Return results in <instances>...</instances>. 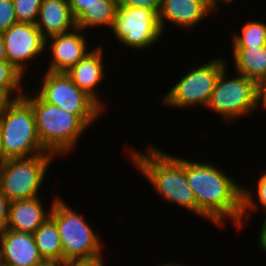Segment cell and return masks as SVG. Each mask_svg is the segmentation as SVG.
<instances>
[{"instance_id":"cell-30","label":"cell","mask_w":266,"mask_h":266,"mask_svg":"<svg viewBox=\"0 0 266 266\" xmlns=\"http://www.w3.org/2000/svg\"><path fill=\"white\" fill-rule=\"evenodd\" d=\"M264 213V221L262 224L261 231L259 232L260 234L258 236V243L262 251L266 252V211H264Z\"/></svg>"},{"instance_id":"cell-7","label":"cell","mask_w":266,"mask_h":266,"mask_svg":"<svg viewBox=\"0 0 266 266\" xmlns=\"http://www.w3.org/2000/svg\"><path fill=\"white\" fill-rule=\"evenodd\" d=\"M227 59L217 57L189 69L162 97L170 108L207 107L220 72L228 66Z\"/></svg>"},{"instance_id":"cell-35","label":"cell","mask_w":266,"mask_h":266,"mask_svg":"<svg viewBox=\"0 0 266 266\" xmlns=\"http://www.w3.org/2000/svg\"><path fill=\"white\" fill-rule=\"evenodd\" d=\"M0 60H7L5 43L1 33H0Z\"/></svg>"},{"instance_id":"cell-23","label":"cell","mask_w":266,"mask_h":266,"mask_svg":"<svg viewBox=\"0 0 266 266\" xmlns=\"http://www.w3.org/2000/svg\"><path fill=\"white\" fill-rule=\"evenodd\" d=\"M24 77L7 60H0V87L5 89L14 99L22 98L25 94L22 83Z\"/></svg>"},{"instance_id":"cell-12","label":"cell","mask_w":266,"mask_h":266,"mask_svg":"<svg viewBox=\"0 0 266 266\" xmlns=\"http://www.w3.org/2000/svg\"><path fill=\"white\" fill-rule=\"evenodd\" d=\"M87 42V37L79 28L45 39V47L48 46L52 55L46 71L66 73L92 50Z\"/></svg>"},{"instance_id":"cell-28","label":"cell","mask_w":266,"mask_h":266,"mask_svg":"<svg viewBox=\"0 0 266 266\" xmlns=\"http://www.w3.org/2000/svg\"><path fill=\"white\" fill-rule=\"evenodd\" d=\"M71 13L76 19L87 7L99 2V0H68Z\"/></svg>"},{"instance_id":"cell-2","label":"cell","mask_w":266,"mask_h":266,"mask_svg":"<svg viewBox=\"0 0 266 266\" xmlns=\"http://www.w3.org/2000/svg\"><path fill=\"white\" fill-rule=\"evenodd\" d=\"M140 150H131L132 165L149 181L163 201L177 204L197 215V204L193 189L185 176L182 158L161 151L149 144Z\"/></svg>"},{"instance_id":"cell-13","label":"cell","mask_w":266,"mask_h":266,"mask_svg":"<svg viewBox=\"0 0 266 266\" xmlns=\"http://www.w3.org/2000/svg\"><path fill=\"white\" fill-rule=\"evenodd\" d=\"M214 12L208 0H162L158 13L159 25L163 33L165 21L188 30L197 26L208 15H214Z\"/></svg>"},{"instance_id":"cell-33","label":"cell","mask_w":266,"mask_h":266,"mask_svg":"<svg viewBox=\"0 0 266 266\" xmlns=\"http://www.w3.org/2000/svg\"><path fill=\"white\" fill-rule=\"evenodd\" d=\"M7 161H8V158L5 155V152L3 149V144L1 141V137H0V172L3 169V167L5 166Z\"/></svg>"},{"instance_id":"cell-18","label":"cell","mask_w":266,"mask_h":266,"mask_svg":"<svg viewBox=\"0 0 266 266\" xmlns=\"http://www.w3.org/2000/svg\"><path fill=\"white\" fill-rule=\"evenodd\" d=\"M235 72L255 81L266 80V45L262 47H232Z\"/></svg>"},{"instance_id":"cell-16","label":"cell","mask_w":266,"mask_h":266,"mask_svg":"<svg viewBox=\"0 0 266 266\" xmlns=\"http://www.w3.org/2000/svg\"><path fill=\"white\" fill-rule=\"evenodd\" d=\"M36 27L45 39L75 29L68 0H42Z\"/></svg>"},{"instance_id":"cell-29","label":"cell","mask_w":266,"mask_h":266,"mask_svg":"<svg viewBox=\"0 0 266 266\" xmlns=\"http://www.w3.org/2000/svg\"><path fill=\"white\" fill-rule=\"evenodd\" d=\"M14 100V98L0 87V113Z\"/></svg>"},{"instance_id":"cell-22","label":"cell","mask_w":266,"mask_h":266,"mask_svg":"<svg viewBox=\"0 0 266 266\" xmlns=\"http://www.w3.org/2000/svg\"><path fill=\"white\" fill-rule=\"evenodd\" d=\"M241 34L235 32L232 36V47H262L266 45V23L261 21L246 22L241 28Z\"/></svg>"},{"instance_id":"cell-10","label":"cell","mask_w":266,"mask_h":266,"mask_svg":"<svg viewBox=\"0 0 266 266\" xmlns=\"http://www.w3.org/2000/svg\"><path fill=\"white\" fill-rule=\"evenodd\" d=\"M122 45L134 49H147L163 36L158 15L141 7L118 5L116 16L110 28Z\"/></svg>"},{"instance_id":"cell-17","label":"cell","mask_w":266,"mask_h":266,"mask_svg":"<svg viewBox=\"0 0 266 266\" xmlns=\"http://www.w3.org/2000/svg\"><path fill=\"white\" fill-rule=\"evenodd\" d=\"M43 206L40 195L12 201L6 229L33 234L50 216L51 207L49 210H44Z\"/></svg>"},{"instance_id":"cell-6","label":"cell","mask_w":266,"mask_h":266,"mask_svg":"<svg viewBox=\"0 0 266 266\" xmlns=\"http://www.w3.org/2000/svg\"><path fill=\"white\" fill-rule=\"evenodd\" d=\"M234 74L237 76L228 78L227 66L220 72L206 107L228 123L254 114L260 107V86L242 74Z\"/></svg>"},{"instance_id":"cell-11","label":"cell","mask_w":266,"mask_h":266,"mask_svg":"<svg viewBox=\"0 0 266 266\" xmlns=\"http://www.w3.org/2000/svg\"><path fill=\"white\" fill-rule=\"evenodd\" d=\"M1 34L5 43L7 61L23 75L26 74L28 63L31 64L30 61L39 55L42 57L47 50L45 38L36 24L17 22Z\"/></svg>"},{"instance_id":"cell-36","label":"cell","mask_w":266,"mask_h":266,"mask_svg":"<svg viewBox=\"0 0 266 266\" xmlns=\"http://www.w3.org/2000/svg\"><path fill=\"white\" fill-rule=\"evenodd\" d=\"M34 266H64L55 262H51V261H44L40 264L34 265Z\"/></svg>"},{"instance_id":"cell-31","label":"cell","mask_w":266,"mask_h":266,"mask_svg":"<svg viewBox=\"0 0 266 266\" xmlns=\"http://www.w3.org/2000/svg\"><path fill=\"white\" fill-rule=\"evenodd\" d=\"M104 260L103 257L92 260V261H82V262H72L69 264H66L65 266H106L104 265Z\"/></svg>"},{"instance_id":"cell-1","label":"cell","mask_w":266,"mask_h":266,"mask_svg":"<svg viewBox=\"0 0 266 266\" xmlns=\"http://www.w3.org/2000/svg\"><path fill=\"white\" fill-rule=\"evenodd\" d=\"M182 166L193 189L197 215L221 228L226 226L225 221L229 218L240 230L242 185L211 162L182 158Z\"/></svg>"},{"instance_id":"cell-3","label":"cell","mask_w":266,"mask_h":266,"mask_svg":"<svg viewBox=\"0 0 266 266\" xmlns=\"http://www.w3.org/2000/svg\"><path fill=\"white\" fill-rule=\"evenodd\" d=\"M25 92L23 98L33 108L42 146L58 158L71 153L88 126L77 115L45 102L35 90Z\"/></svg>"},{"instance_id":"cell-32","label":"cell","mask_w":266,"mask_h":266,"mask_svg":"<svg viewBox=\"0 0 266 266\" xmlns=\"http://www.w3.org/2000/svg\"><path fill=\"white\" fill-rule=\"evenodd\" d=\"M260 106L266 110V80L260 85Z\"/></svg>"},{"instance_id":"cell-15","label":"cell","mask_w":266,"mask_h":266,"mask_svg":"<svg viewBox=\"0 0 266 266\" xmlns=\"http://www.w3.org/2000/svg\"><path fill=\"white\" fill-rule=\"evenodd\" d=\"M5 266H34L44 262L33 234L4 229L0 231Z\"/></svg>"},{"instance_id":"cell-37","label":"cell","mask_w":266,"mask_h":266,"mask_svg":"<svg viewBox=\"0 0 266 266\" xmlns=\"http://www.w3.org/2000/svg\"><path fill=\"white\" fill-rule=\"evenodd\" d=\"M0 266H5L4 265V260H3V246L0 240Z\"/></svg>"},{"instance_id":"cell-9","label":"cell","mask_w":266,"mask_h":266,"mask_svg":"<svg viewBox=\"0 0 266 266\" xmlns=\"http://www.w3.org/2000/svg\"><path fill=\"white\" fill-rule=\"evenodd\" d=\"M57 158L47 152L28 158L8 159L0 172V188L12 202L38 197L49 165Z\"/></svg>"},{"instance_id":"cell-26","label":"cell","mask_w":266,"mask_h":266,"mask_svg":"<svg viewBox=\"0 0 266 266\" xmlns=\"http://www.w3.org/2000/svg\"><path fill=\"white\" fill-rule=\"evenodd\" d=\"M162 0H118V5L125 7H141L152 10L158 15Z\"/></svg>"},{"instance_id":"cell-27","label":"cell","mask_w":266,"mask_h":266,"mask_svg":"<svg viewBox=\"0 0 266 266\" xmlns=\"http://www.w3.org/2000/svg\"><path fill=\"white\" fill-rule=\"evenodd\" d=\"M11 201L3 194L0 188V231L6 229Z\"/></svg>"},{"instance_id":"cell-5","label":"cell","mask_w":266,"mask_h":266,"mask_svg":"<svg viewBox=\"0 0 266 266\" xmlns=\"http://www.w3.org/2000/svg\"><path fill=\"white\" fill-rule=\"evenodd\" d=\"M0 137L8 159L48 152L39 140L33 108L23 97L14 99L0 113Z\"/></svg>"},{"instance_id":"cell-25","label":"cell","mask_w":266,"mask_h":266,"mask_svg":"<svg viewBox=\"0 0 266 266\" xmlns=\"http://www.w3.org/2000/svg\"><path fill=\"white\" fill-rule=\"evenodd\" d=\"M17 23L12 0H0V33Z\"/></svg>"},{"instance_id":"cell-21","label":"cell","mask_w":266,"mask_h":266,"mask_svg":"<svg viewBox=\"0 0 266 266\" xmlns=\"http://www.w3.org/2000/svg\"><path fill=\"white\" fill-rule=\"evenodd\" d=\"M256 185L255 194L257 192V195H254L252 189H249V187L246 189V187H243L242 185V215L240 218V230H242L247 224L246 222L249 220L248 218L257 208L266 211V169L259 176Z\"/></svg>"},{"instance_id":"cell-34","label":"cell","mask_w":266,"mask_h":266,"mask_svg":"<svg viewBox=\"0 0 266 266\" xmlns=\"http://www.w3.org/2000/svg\"><path fill=\"white\" fill-rule=\"evenodd\" d=\"M224 2L225 4H230V2L232 3L233 0H208L209 2V5L211 6V8L215 11V13H218L216 12L217 10L219 11L218 7H219V2Z\"/></svg>"},{"instance_id":"cell-19","label":"cell","mask_w":266,"mask_h":266,"mask_svg":"<svg viewBox=\"0 0 266 266\" xmlns=\"http://www.w3.org/2000/svg\"><path fill=\"white\" fill-rule=\"evenodd\" d=\"M36 246L44 261L63 265V249L56 222L49 216L33 233Z\"/></svg>"},{"instance_id":"cell-24","label":"cell","mask_w":266,"mask_h":266,"mask_svg":"<svg viewBox=\"0 0 266 266\" xmlns=\"http://www.w3.org/2000/svg\"><path fill=\"white\" fill-rule=\"evenodd\" d=\"M17 22L36 24L42 0H12Z\"/></svg>"},{"instance_id":"cell-4","label":"cell","mask_w":266,"mask_h":266,"mask_svg":"<svg viewBox=\"0 0 266 266\" xmlns=\"http://www.w3.org/2000/svg\"><path fill=\"white\" fill-rule=\"evenodd\" d=\"M55 197L50 217L56 222L63 249V265L102 258V239L80 213Z\"/></svg>"},{"instance_id":"cell-20","label":"cell","mask_w":266,"mask_h":266,"mask_svg":"<svg viewBox=\"0 0 266 266\" xmlns=\"http://www.w3.org/2000/svg\"><path fill=\"white\" fill-rule=\"evenodd\" d=\"M118 0H99V2L87 7L77 18L76 28L86 29L105 26L112 27L116 16Z\"/></svg>"},{"instance_id":"cell-8","label":"cell","mask_w":266,"mask_h":266,"mask_svg":"<svg viewBox=\"0 0 266 266\" xmlns=\"http://www.w3.org/2000/svg\"><path fill=\"white\" fill-rule=\"evenodd\" d=\"M42 78V86L35 88V93L45 102L77 115L88 127L105 111L85 91L79 89L65 72L46 71Z\"/></svg>"},{"instance_id":"cell-14","label":"cell","mask_w":266,"mask_h":266,"mask_svg":"<svg viewBox=\"0 0 266 266\" xmlns=\"http://www.w3.org/2000/svg\"><path fill=\"white\" fill-rule=\"evenodd\" d=\"M103 51V47L98 45V47L90 50L75 66L70 68L66 74L79 89L85 91L105 110V105L102 103L98 91H96L97 86L103 82L105 77Z\"/></svg>"},{"instance_id":"cell-38","label":"cell","mask_w":266,"mask_h":266,"mask_svg":"<svg viewBox=\"0 0 266 266\" xmlns=\"http://www.w3.org/2000/svg\"><path fill=\"white\" fill-rule=\"evenodd\" d=\"M157 266H184V265L179 264V263H175V262H174V263H172V262H171V263H170V262H168V263L166 262V263H165V262H164L163 264H161V265H157ZM185 266H186V265H185Z\"/></svg>"}]
</instances>
